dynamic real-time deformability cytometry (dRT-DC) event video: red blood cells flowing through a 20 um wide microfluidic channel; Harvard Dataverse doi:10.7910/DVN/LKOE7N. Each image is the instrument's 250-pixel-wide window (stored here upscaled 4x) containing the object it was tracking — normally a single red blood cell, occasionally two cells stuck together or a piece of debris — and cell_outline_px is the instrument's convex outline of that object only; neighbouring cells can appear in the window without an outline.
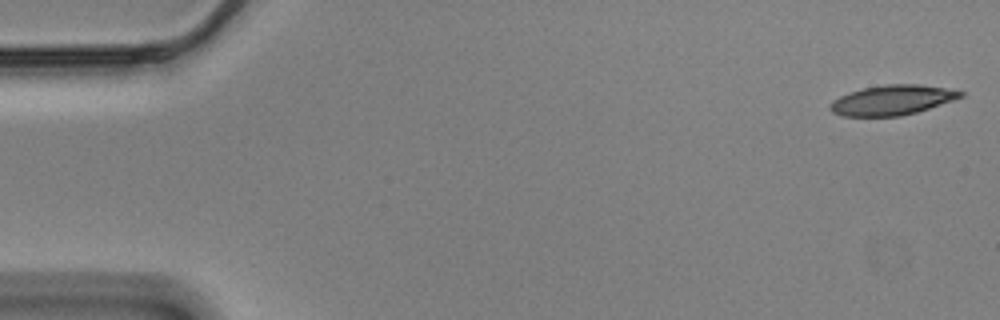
{"species": "Egyptian fruit bat (a non-hibernating species)", "species_latin": "Rousettus aegyptiacus", "temperature_condition": "cold", "stored_images_in_passage": 14, "camera_frame_rate_fps": 3000, "um_per_image_px": 0.085, "animal": {"sex": "male"}, "frame": {"image": 1, "passage_image": 1, "time_ms": 0.0, "image_size_px": [1000, 320], "cell_outline_px": [[964, 96], [916, 112], [900, 116], [844, 116], [832, 112], [828, 108], [832, 100], [840, 96], [864, 88], [884, 84], [920, 84], [944, 88], [964, 92]], "centroid_in_image_um": [75.8, 8.5], "position_along_channel_um": 9.2, "area_um2": 22.43}}
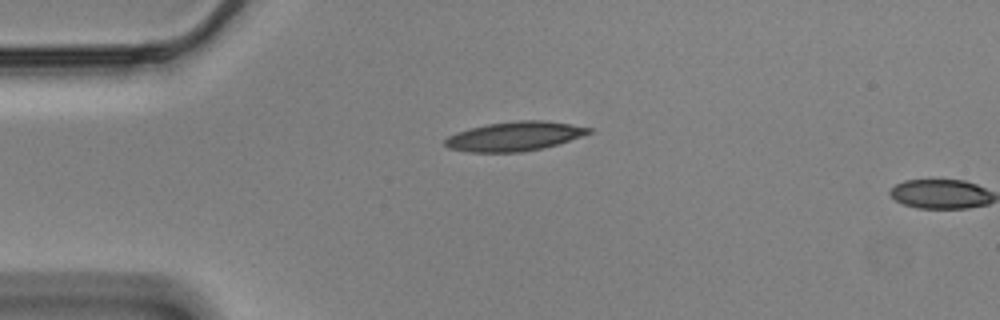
{"frame": {"image": 2, "passage_image": 13, "time_ms": 4.0, "image_size_px": [1000, 320], "cell_outline_px": [[592, 132], [556, 144], [540, 148], [520, 152], [468, 152], [448, 148], [444, 144], [444, 140], [448, 136], [456, 132], [468, 128], [488, 124], [516, 120], [544, 120], [592, 128]], "centroid_in_image_um": [43.66, 11.58], "position_along_channel_um": 41.3, "area_um2": 24.28}}